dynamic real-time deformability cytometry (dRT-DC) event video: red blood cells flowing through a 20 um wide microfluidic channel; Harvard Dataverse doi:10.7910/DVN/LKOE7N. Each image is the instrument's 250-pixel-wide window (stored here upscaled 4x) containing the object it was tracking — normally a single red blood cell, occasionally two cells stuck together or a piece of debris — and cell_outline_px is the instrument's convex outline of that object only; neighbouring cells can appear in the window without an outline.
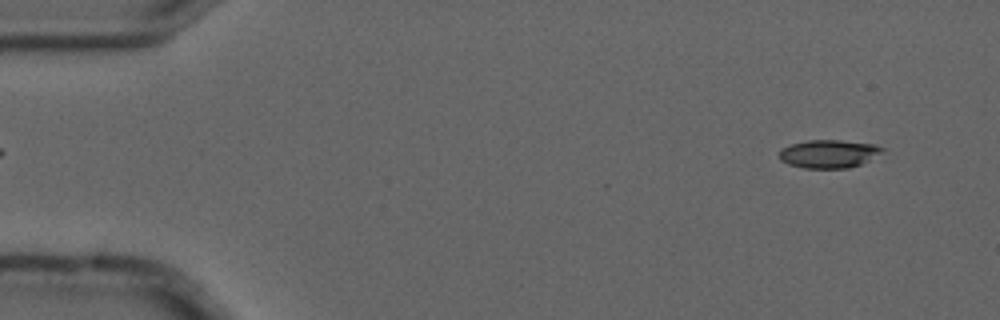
{"species": "common noctule bat (a hibernating species)", "species_latin": "Nyctalus noctula", "temperature_condition": "cold", "stored_images_in_passage": 3, "camera_frame_rate_fps": 3000, "um_per_image_px": 0.085, "animal": {"sex": "male", "forearm_length_mm": 52.5}, "frame": {"image": 1, "passage_image": 1, "time_ms": 0.0, "image_size_px": [1000, 320], "cell_outline_px": [[884, 152], [860, 164], [848, 168], [804, 168], [788, 164], [780, 160], [780, 148], [788, 144], [808, 140], [840, 140], [876, 144], [884, 148]], "centroid_in_image_um": [70.43, 13.06], "position_along_channel_um": 14.6, "area_um2": 17.05}}